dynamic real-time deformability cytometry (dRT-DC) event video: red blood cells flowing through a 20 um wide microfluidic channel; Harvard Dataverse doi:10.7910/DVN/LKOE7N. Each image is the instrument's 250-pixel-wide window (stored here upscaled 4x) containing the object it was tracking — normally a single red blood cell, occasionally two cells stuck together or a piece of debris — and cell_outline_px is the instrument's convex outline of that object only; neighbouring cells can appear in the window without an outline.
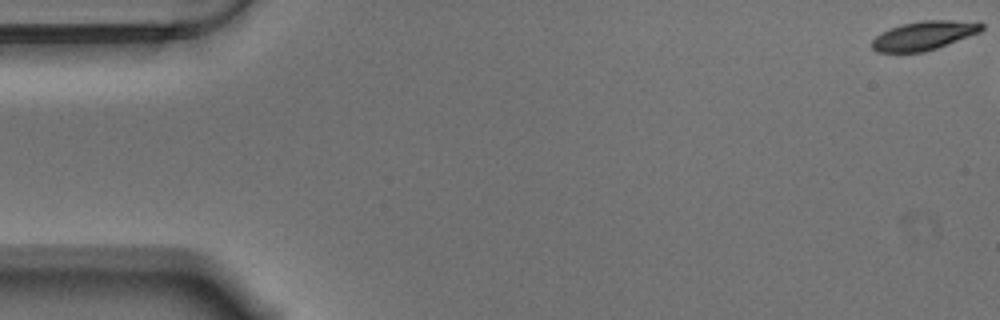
{"species": "Egyptian fruit bat (a non-hibernating species)", "species_latin": "Rousettus aegyptiacus", "temperature_condition": "warm", "stored_images_in_passage": 47, "camera_frame_rate_fps": 3000, "um_per_image_px": 0.085, "animal": {"sex": "male"}, "frame": {"image": 1, "passage_image": 1, "time_ms": 0.0, "image_size_px": [1000, 320], "cell_outline_px": [[984, 28], [980, 32], [936, 48], [924, 52], [876, 52], [872, 48], [872, 40], [880, 32], [900, 24], [924, 20], [948, 20], [984, 24]], "centroid_in_image_um": [78.48, 3.02], "position_along_channel_um": 6.5, "area_um2": 18.26}}
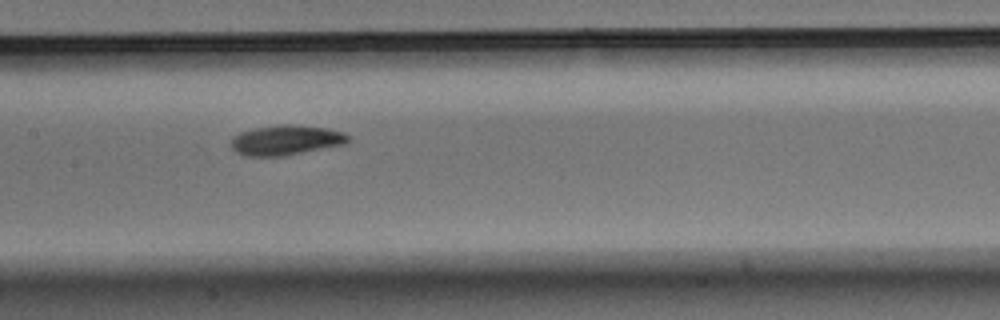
{"frame": {"image": 2, "passage_image": 28, "time_ms": 9.0, "image_size_px": [1000, 320], "cell_outline_px": [[352, 140], [344, 144], [284, 156], [244, 156], [236, 152], [232, 148], [232, 140], [240, 132], [256, 128], [276, 124], [292, 124], [328, 128], [344, 132], [352, 136]], "centroid_in_image_um": [24.37, 11.9], "position_along_channel_um": 183.0, "area_um2": 20.58}}
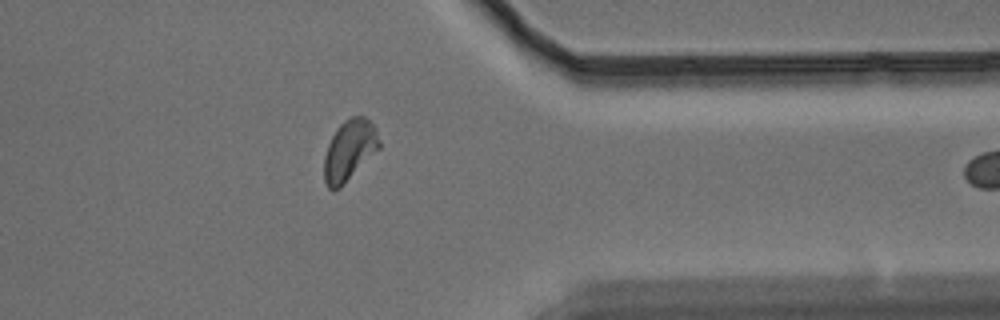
{"frame": {"image": 3, "passage_image": 46, "time_ms": 15.0, "image_size_px": [1000, 320], "cell_outline_px": [[380, 148], [340, 188], [332, 192], [328, 188], [324, 180], [324, 156], [328, 144], [336, 128], [344, 120], [352, 116], [364, 116], [376, 128], [380, 140]], "centroid_in_image_um": [29.69, 12.78], "position_along_channel_um": 381.7, "area_um2": 19.65}}